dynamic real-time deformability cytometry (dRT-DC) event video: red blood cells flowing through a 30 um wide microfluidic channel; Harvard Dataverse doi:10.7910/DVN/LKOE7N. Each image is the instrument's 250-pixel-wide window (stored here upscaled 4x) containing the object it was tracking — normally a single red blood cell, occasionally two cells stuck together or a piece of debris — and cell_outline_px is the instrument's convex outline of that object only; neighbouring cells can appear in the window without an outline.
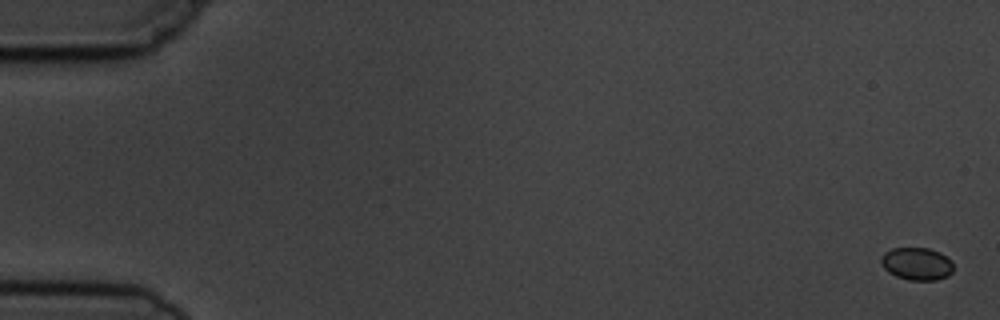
{"species": "common noctule bat (a hibernating species)", "species_latin": "Nyctalus noctula", "temperature_condition": "cold", "stored_images_in_passage": 6, "camera_frame_rate_fps": 3000, "um_per_image_px": 0.085, "animal": {"sex": "male", "body_mass_g": 19.5, "forearm_length_mm": 54.6}, "frame": {"image": 1, "passage_image": 1, "time_ms": 0.0, "image_size_px": [1000, 320], "cell_outline_px": [[952, 272], [948, 276], [936, 280], [908, 280], [896, 276], [888, 272], [884, 268], [880, 260], [880, 256], [884, 252], [892, 248], [928, 248], [940, 252], [952, 260]], "centroid_in_image_um": [77.92, 22.42], "position_along_channel_um": 7.1, "area_um2": 13.87}}
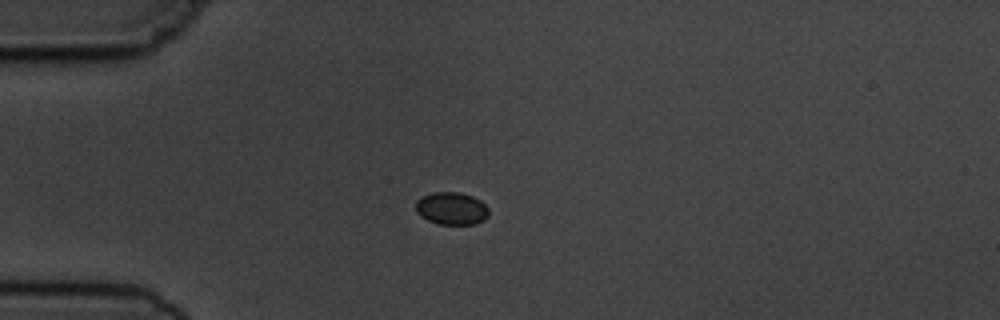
{"frame": {"image": 2, "passage_image": 5, "time_ms": 4.667, "image_size_px": [1000, 320], "cell_outline_px": [[488, 216], [484, 220], [476, 224], [440, 224], [428, 220], [420, 216], [416, 212], [416, 200], [432, 192], [460, 192], [472, 196], [480, 200], [488, 208]], "centroid_in_image_um": [38.39, 17.72], "position_along_channel_um": 46.6, "area_um2": 13.87}}